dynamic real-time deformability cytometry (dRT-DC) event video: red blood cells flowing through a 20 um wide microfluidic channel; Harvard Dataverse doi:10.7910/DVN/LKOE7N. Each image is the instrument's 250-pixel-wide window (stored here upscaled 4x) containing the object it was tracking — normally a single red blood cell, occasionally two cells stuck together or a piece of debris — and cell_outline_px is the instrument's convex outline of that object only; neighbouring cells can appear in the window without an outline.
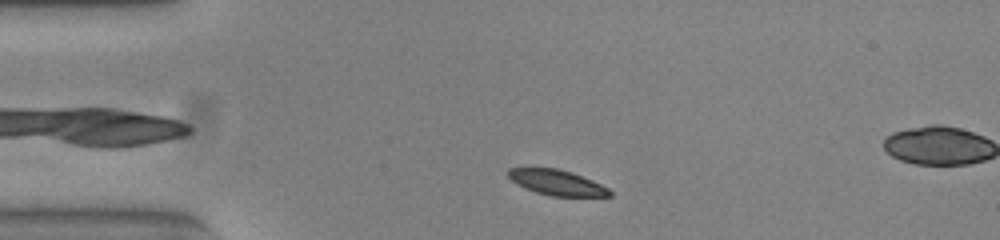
{"species": "common noctule bat (a hibernating species)", "species_latin": "Nyctalus noctula", "temperature_condition": "warm", "stored_images_in_passage": 8, "camera_frame_rate_fps": 3000, "um_per_image_px": 0.085, "animal": {"sex": "female", "body_mass_g": 23.0, "forearm_length_mm": 53.4}, "frame": {"image": 1, "passage_image": 3, "time_ms": 0.667, "image_size_px": [1000, 240], "cell_outline_px": [[612, 196], [552, 196], [536, 192], [524, 188], [516, 184], [508, 176], [508, 168], [556, 168], [572, 172], [592, 180], [608, 188], [612, 192]], "centroid_in_image_um": [47.33, 15.51], "position_along_channel_um": 37.7, "area_um2": 14.91}}